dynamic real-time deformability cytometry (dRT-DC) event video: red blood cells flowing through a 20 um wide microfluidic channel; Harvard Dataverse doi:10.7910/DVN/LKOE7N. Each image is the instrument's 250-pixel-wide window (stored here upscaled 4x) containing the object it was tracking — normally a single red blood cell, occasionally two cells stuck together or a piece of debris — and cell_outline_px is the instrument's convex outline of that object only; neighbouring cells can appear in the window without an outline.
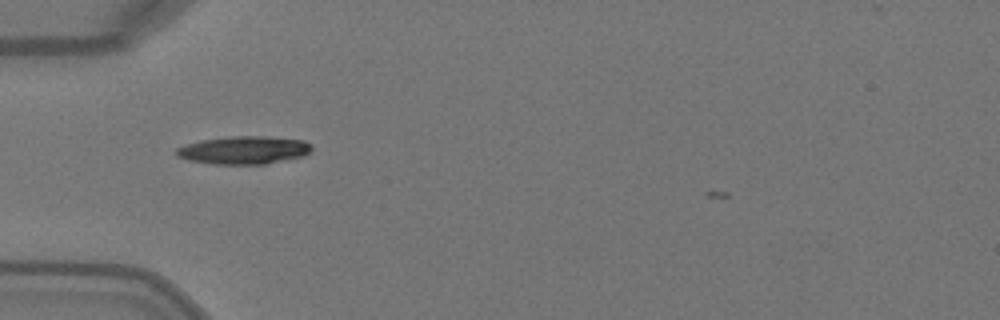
{"species": "Egyptian fruit bat (a non-hibernating species)", "species_latin": "Rousettus aegyptiacus", "temperature_condition": "warm", "stored_images_in_passage": 39, "camera_frame_rate_fps": 3000, "um_per_image_px": 0.085, "animal": {"sex": "female"}, "frame": {"image": 1, "passage_image": 9, "time_ms": 2.667, "image_size_px": [1000, 320], "cell_outline_px": [[312, 148], [304, 156], [288, 160], [264, 164], [212, 164], [188, 160], [176, 156], [176, 148], [200, 140], [232, 136], [268, 136], [304, 140], [312, 144]], "centroid_in_image_um": [20.76, 12.76], "position_along_channel_um": 64.2, "area_um2": 22.2}}
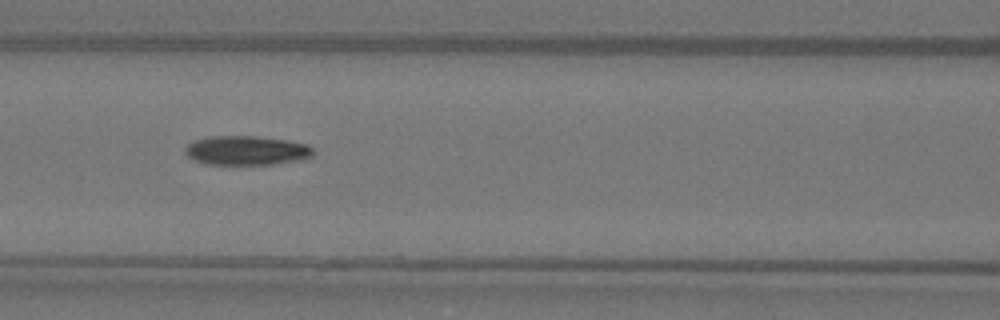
{"frame": {"image": 2, "passage_image": 15, "time_ms": 4.667, "image_size_px": [1000, 320], "cell_outline_px": [[312, 156], [304, 160], [272, 164], [208, 164], [192, 160], [184, 152], [184, 148], [188, 144], [196, 140], [212, 136], [256, 136], [288, 140], [308, 144], [312, 148]], "centroid_in_image_um": [20.96, 12.79], "position_along_channel_um": 145.6, "area_um2": 21.91}}
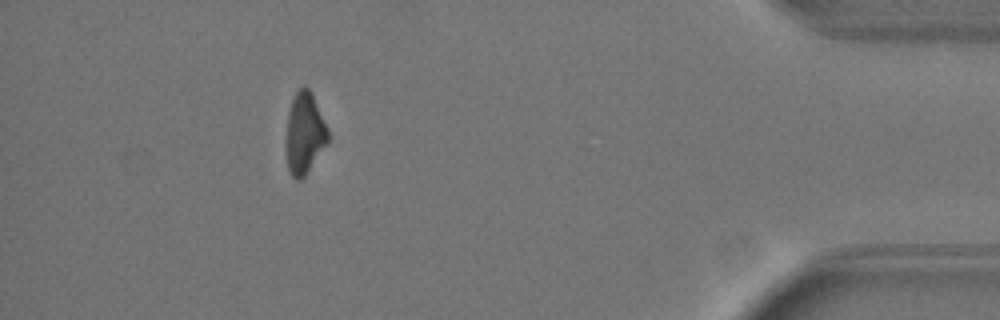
{"frame": {"image": 3, "passage_image": 38, "time_ms": 12.333, "image_size_px": [1000, 320], "cell_outline_px": [[328, 144], [304, 176], [300, 180], [296, 180], [292, 176], [288, 168], [284, 148], [284, 140], [288, 112], [292, 100], [296, 92], [304, 84], [312, 92], [328, 128]], "centroid_in_image_um": [25.86, 11.33], "position_along_channel_um": 409.3, "area_um2": 20.4}}